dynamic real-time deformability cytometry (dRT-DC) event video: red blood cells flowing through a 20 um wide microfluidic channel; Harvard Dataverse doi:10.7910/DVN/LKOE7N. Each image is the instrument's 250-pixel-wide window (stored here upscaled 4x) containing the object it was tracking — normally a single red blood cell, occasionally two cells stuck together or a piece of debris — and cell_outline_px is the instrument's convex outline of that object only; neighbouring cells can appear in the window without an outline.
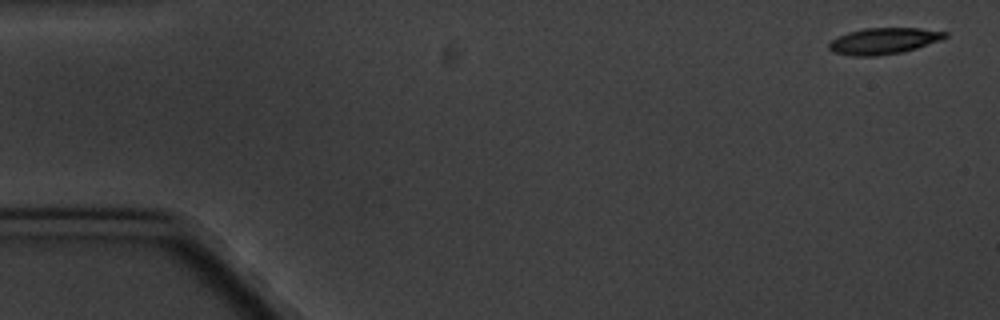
{"species": "common noctule bat (a hibernating species)", "species_latin": "Nyctalus noctula", "temperature_condition": "cold", "stored_images_in_passage": 9, "camera_frame_rate_fps": 3000, "um_per_image_px": 0.085, "animal": {"sex": "male", "body_mass_g": 20.1, "forearm_length_mm": 53.5}, "frame": {"image": 1, "passage_image": 1, "time_ms": 0.0, "image_size_px": [1000, 320], "cell_outline_px": [[948, 36], [940, 40], [916, 48], [900, 52], [876, 56], [852, 56], [832, 52], [828, 48], [828, 44], [832, 40], [848, 32], [864, 28], [920, 28], [948, 32]], "centroid_in_image_um": [75.1, 3.48], "position_along_channel_um": 9.9, "area_um2": 17.69}}